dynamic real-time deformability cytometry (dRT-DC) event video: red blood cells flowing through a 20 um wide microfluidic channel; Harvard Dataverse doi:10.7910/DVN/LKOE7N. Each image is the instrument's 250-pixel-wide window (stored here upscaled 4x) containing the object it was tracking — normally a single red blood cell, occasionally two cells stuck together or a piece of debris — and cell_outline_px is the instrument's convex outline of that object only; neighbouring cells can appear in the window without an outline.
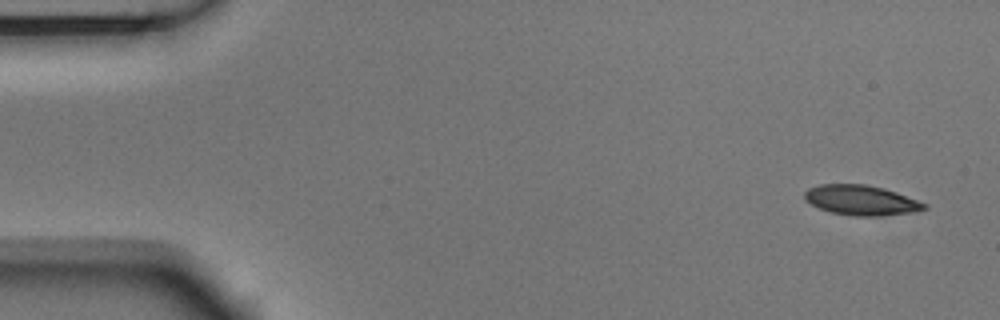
{"species": "Egyptian fruit bat (a non-hibernating species)", "species_latin": "Rousettus aegyptiacus", "temperature_condition": "room temperature", "stored_images_in_passage": 4, "camera_frame_rate_fps": 3000, "um_per_image_px": 0.085, "animal": {"sex": "male"}, "frame": {"image": 1, "passage_image": 1, "time_ms": 0.0, "image_size_px": [1000, 320], "cell_outline_px": [[928, 208], [908, 212], [876, 216], [856, 216], [832, 212], [820, 208], [804, 200], [804, 192], [808, 188], [820, 184], [864, 184], [884, 188], [896, 192], [928, 204]], "centroid_in_image_um": [73.17, 17.0], "position_along_channel_um": 11.8, "area_um2": 20.69}}
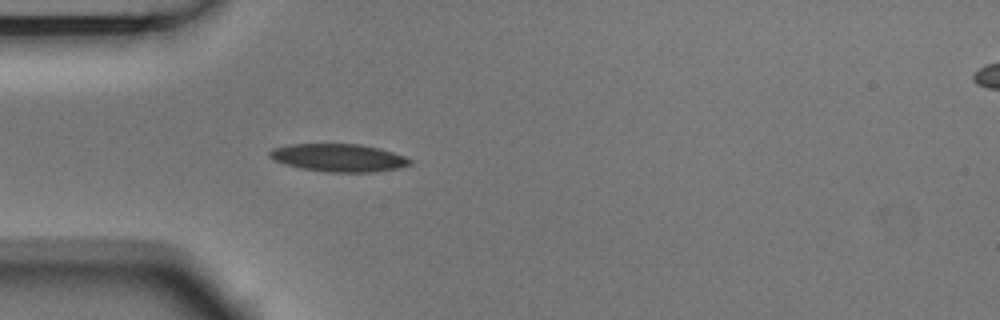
{"frame": {"image": 2, "passage_image": 4, "time_ms": 1.0, "image_size_px": [1000, 320], "cell_outline_px": [[412, 164], [400, 168], [372, 172], [324, 172], [300, 168], [284, 164], [272, 160], [268, 156], [268, 152], [272, 148], [288, 144], [360, 144], [380, 148], [404, 156], [412, 160]], "centroid_in_image_um": [28.75, 13.41], "position_along_channel_um": 56.3, "area_um2": 23.0}}